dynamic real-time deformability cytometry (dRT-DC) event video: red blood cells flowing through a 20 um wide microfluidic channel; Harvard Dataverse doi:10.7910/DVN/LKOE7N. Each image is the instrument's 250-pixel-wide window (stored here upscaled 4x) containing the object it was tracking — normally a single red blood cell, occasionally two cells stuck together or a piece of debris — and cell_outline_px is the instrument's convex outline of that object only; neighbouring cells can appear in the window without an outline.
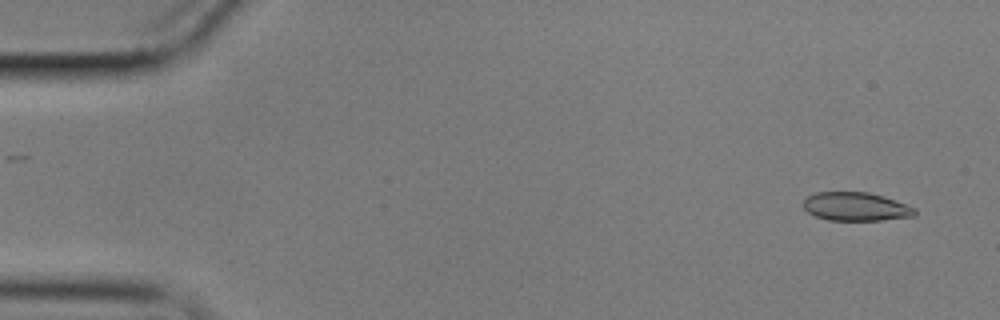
{"species": "common noctule bat (a hibernating species)", "species_latin": "Nyctalus noctula", "temperature_condition": "cold", "stored_images_in_passage": 57, "camera_frame_rate_fps": 3000, "um_per_image_px": 0.085, "animal": {"sex": "male", "body_mass_g": 17.9}, "frame": {"image": 1, "passage_image": 3, "time_ms": 0.667, "image_size_px": [1000, 320], "cell_outline_px": [[916, 216], [880, 220], [828, 220], [816, 216], [808, 212], [804, 208], [804, 200], [808, 196], [816, 192], [868, 192], [884, 196], [916, 208]], "centroid_in_image_um": [72.77, 17.56], "position_along_channel_um": 12.2, "area_um2": 18.5}}
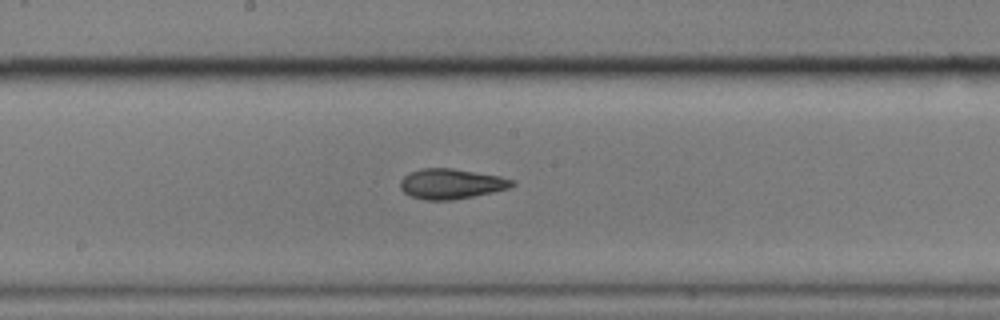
{"frame": {"image": 2, "passage_image": 30, "time_ms": 9.667, "image_size_px": [1000, 320], "cell_outline_px": [[516, 184], [508, 188], [492, 192], [452, 200], [424, 200], [412, 196], [404, 192], [400, 188], [400, 180], [404, 176], [420, 168], [452, 168], [500, 176], [516, 180]], "centroid_in_image_um": [38.36, 15.62], "position_along_channel_um": 209.8, "area_um2": 19.59}}
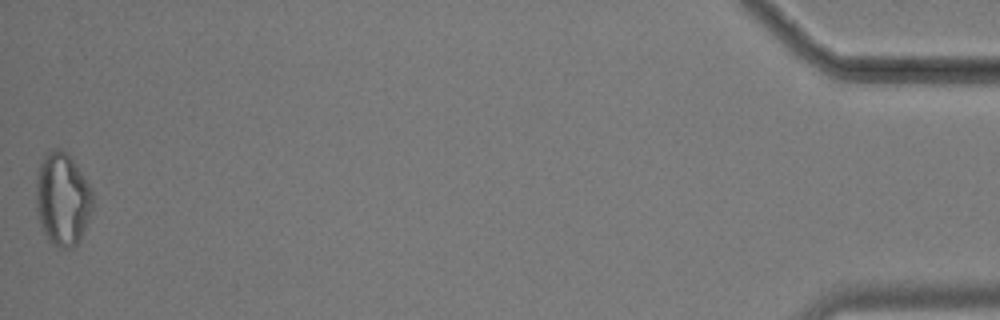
{"frame": {"image": 3, "passage_image": 57, "time_ms": 18.667, "image_size_px": [1000, 320], "cell_outline_px": [[92, 212], [76, 244], [72, 248], [56, 248], [48, 240], [40, 224], [36, 208], [36, 180], [40, 164], [44, 152], [52, 148], [60, 148], [68, 152], [92, 188]], "centroid_in_image_um": [5.3, 16.88], "position_along_channel_um": 429.9, "area_um2": 30.98}, "authors_computed_cell_mechanics": {"area_um2": 19.8832, "velocity_mm_per_s": 3.4743, "shape_relaxation_time_tau1_ms": 8.9034, "shape_relaxation_time_tau2_ms": 5.2857, "deformation_change_tau1": 0.1673, "deformation_change_tau2": 0.1085}}